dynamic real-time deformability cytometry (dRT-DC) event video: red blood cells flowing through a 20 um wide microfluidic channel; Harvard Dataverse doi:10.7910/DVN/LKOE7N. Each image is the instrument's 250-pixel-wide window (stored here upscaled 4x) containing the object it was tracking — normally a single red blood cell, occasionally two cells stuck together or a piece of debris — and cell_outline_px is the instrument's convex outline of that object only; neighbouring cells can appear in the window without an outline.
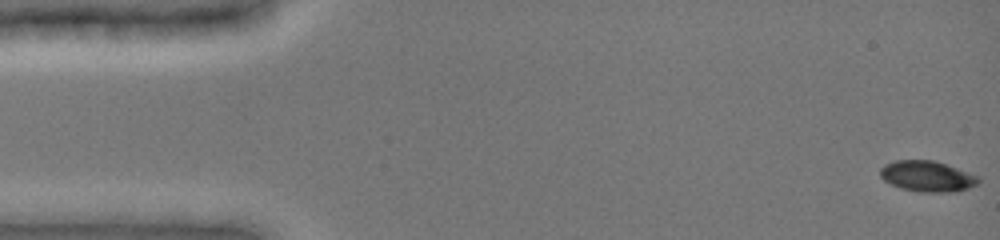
{"species": "common noctule bat (a hibernating species)", "species_latin": "Nyctalus noctula", "temperature_condition": "cold", "stored_images_in_passage": 8, "camera_frame_rate_fps": 3000, "um_per_image_px": 0.085, "animal": {"sex": "female", "body_mass_g": 19.0, "forearm_length_mm": 51.5}, "frame": {"image": 1, "passage_image": 1, "time_ms": 0.0, "image_size_px": [1000, 240], "cell_outline_px": [[980, 180], [976, 184], [968, 188], [956, 192], [920, 192], [900, 188], [884, 180], [880, 176], [880, 168], [884, 164], [896, 160], [936, 160], [980, 176]], "centroid_in_image_um": [78.83, 14.97], "position_along_channel_um": 6.2, "area_um2": 17.8}}
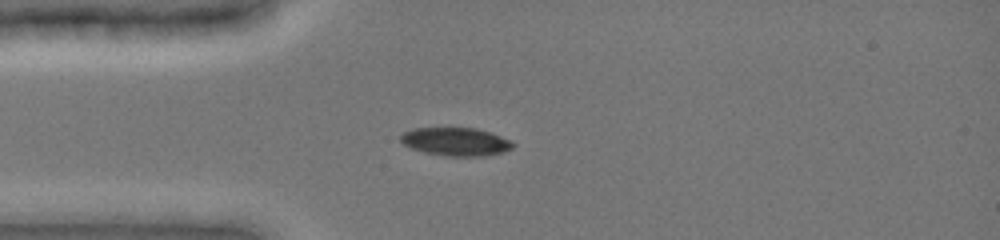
{"frame": {"image": 2, "passage_image": 6, "time_ms": 4.0, "image_size_px": [1000, 240], "cell_outline_px": [[516, 144], [512, 148], [504, 152], [484, 156], [448, 156], [424, 152], [412, 148], [404, 144], [400, 140], [400, 136], [404, 132], [412, 128], [476, 128], [512, 140]], "centroid_in_image_um": [38.77, 12.04], "position_along_channel_um": 46.2, "area_um2": 18.44}}
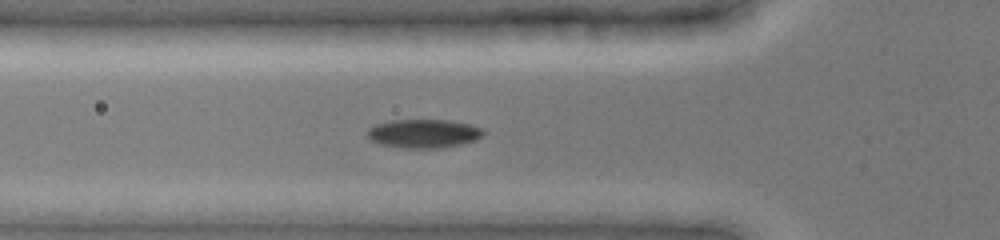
{"frame": {"image": 3, "passage_image": 8, "time_ms": 5.333, "image_size_px": [1000, 240], "cell_outline_px": [[484, 136], [476, 140], [444, 148], [404, 148], [380, 144], [372, 140], [368, 136], [368, 128], [376, 124], [392, 120], [448, 120], [468, 124], [484, 128]], "centroid_in_image_um": [36.05, 11.35], "position_along_channel_um": 89.8, "area_um2": 19.42}}